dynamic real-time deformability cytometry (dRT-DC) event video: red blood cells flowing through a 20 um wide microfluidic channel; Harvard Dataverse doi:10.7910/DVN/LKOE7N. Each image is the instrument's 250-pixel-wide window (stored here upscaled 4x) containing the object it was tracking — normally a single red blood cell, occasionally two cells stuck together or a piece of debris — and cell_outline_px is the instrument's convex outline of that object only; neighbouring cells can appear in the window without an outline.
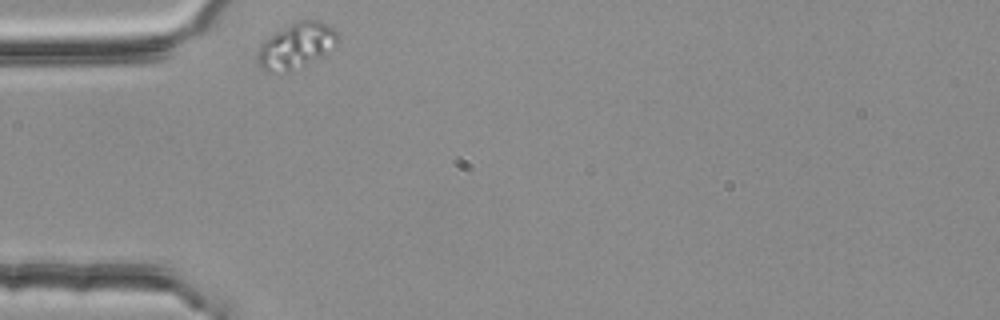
{"species": "common noctule bat (a hibernating species)", "species_latin": "Nyctalus noctula", "temperature_condition": "room temperature", "stored_images_in_passage": 34, "camera_frame_rate_fps": 3000, "um_per_image_px": 0.085, "animal": {"sex": "female", "body_mass_g": 25.1}, "frame": {"image": 1, "passage_image": 1, "time_ms": 0.0, "image_size_px": [1000, 320], "cell_outline_px": [[340, 40], [324, 56], [288, 72], [268, 72], [260, 68], [260, 44], [264, 40], [276, 32], [300, 20], [320, 20], [332, 28], [336, 32]], "centroid_in_image_um": [25.23, 3.89], "position_along_channel_um": 59.8, "area_um2": 20.92}}